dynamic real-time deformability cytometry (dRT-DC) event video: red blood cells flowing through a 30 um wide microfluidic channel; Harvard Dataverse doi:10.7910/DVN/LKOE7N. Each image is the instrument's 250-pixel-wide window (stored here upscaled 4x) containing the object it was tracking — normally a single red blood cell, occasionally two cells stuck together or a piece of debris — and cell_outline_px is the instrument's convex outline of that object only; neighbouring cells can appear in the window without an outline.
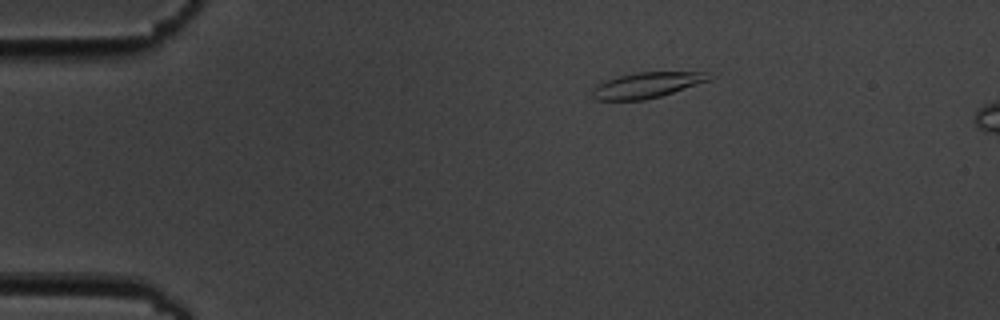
{"species": "common noctule bat (a hibernating species)", "species_latin": "Nyctalus noctula", "temperature_condition": "cold", "stored_images_in_passage": 3, "camera_frame_rate_fps": 3000, "um_per_image_px": 0.085, "animal": {"sex": "male", "body_mass_g": 19.5, "forearm_length_mm": 54.6}, "frame": {"image": 1, "passage_image": 1, "time_ms": 0.0, "image_size_px": [1000, 320], "cell_outline_px": [[716, 76], [708, 80], [660, 96], [644, 100], [592, 100], [592, 88], [596, 84], [620, 76], [640, 72], [708, 72]], "centroid_in_image_um": [54.95, 7.24], "position_along_channel_um": 30.0, "area_um2": 17.22}}